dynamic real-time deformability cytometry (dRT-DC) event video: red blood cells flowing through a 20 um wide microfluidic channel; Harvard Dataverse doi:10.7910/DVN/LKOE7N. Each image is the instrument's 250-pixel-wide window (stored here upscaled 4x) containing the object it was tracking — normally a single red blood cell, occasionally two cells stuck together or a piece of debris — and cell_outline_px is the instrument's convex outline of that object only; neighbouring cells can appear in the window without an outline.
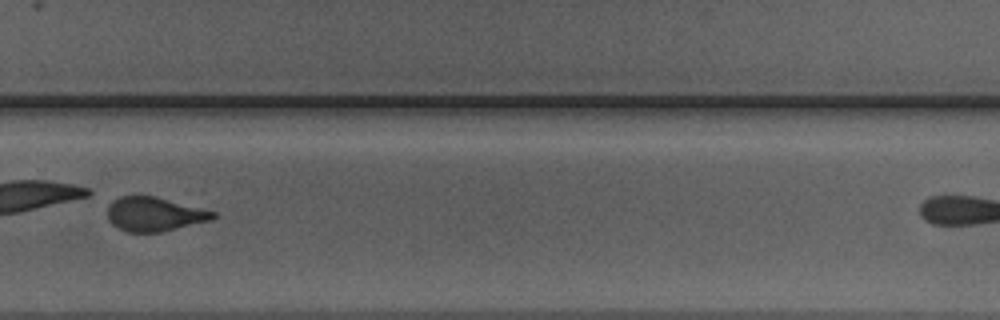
{"species": "Egyptian fruit bat (a non-hibernating species)", "species_latin": "Rousettus aegyptiacus", "temperature_condition": "warm", "stored_images_in_passage": 28, "camera_frame_rate_fps": 3000, "um_per_image_px": 0.085, "animal": {"sex": "male"}, "frame": {"image": 1, "passage_image": 23, "time_ms": 7.333, "image_size_px": [1000, 320], "cell_outline_px": [[216, 216], [212, 220], [160, 232], [128, 232], [112, 224], [108, 220], [108, 204], [112, 200], [120, 196], [156, 196], [216, 212]], "centroid_in_image_um": [13.11, 18.2], "position_along_channel_um": 316.7, "area_um2": 20.92}, "authors_computed_cell_mechanics": {"area_um2": 21.964, "velocity_mm_per_s": 3.9745, "shape_relaxation_time_tau1_ms": 4.5247, "shape_relaxation_time_tau2_ms": 1.1971, "deformation_change_tau1": 0.1485, "deformation_change_tau2": 0.0946}}